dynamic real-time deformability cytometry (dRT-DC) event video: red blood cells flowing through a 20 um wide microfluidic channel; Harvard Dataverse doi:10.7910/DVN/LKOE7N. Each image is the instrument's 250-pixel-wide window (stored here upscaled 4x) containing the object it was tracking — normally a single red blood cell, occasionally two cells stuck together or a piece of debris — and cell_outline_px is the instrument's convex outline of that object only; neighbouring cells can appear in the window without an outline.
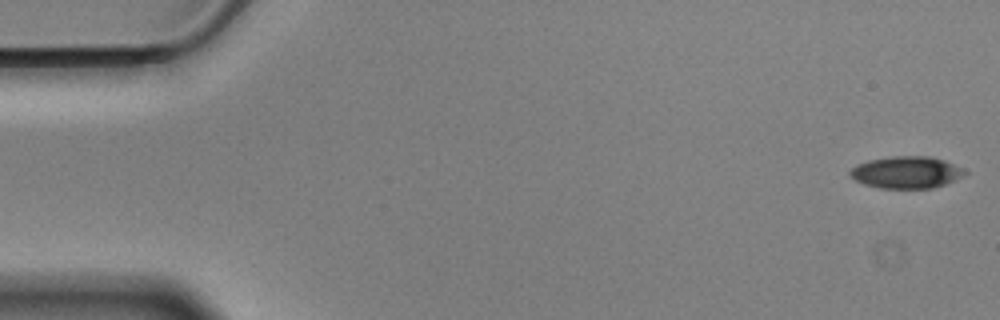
{"species": "Egyptian fruit bat (a non-hibernating species)", "species_latin": "Rousettus aegyptiacus", "temperature_condition": "cold", "stored_images_in_passage": 12, "camera_frame_rate_fps": 3000, "um_per_image_px": 0.085, "animal": {"sex": "male"}, "frame": {"image": 1, "passage_image": 1, "time_ms": 0.0, "image_size_px": [1000, 320], "cell_outline_px": [[968, 172], [944, 184], [932, 188], [880, 188], [864, 184], [856, 180], [848, 172], [852, 168], [868, 160], [892, 156], [928, 156], [944, 160]], "centroid_in_image_um": [77.01, 14.64], "position_along_channel_um": 8.0, "area_um2": 20.92}}